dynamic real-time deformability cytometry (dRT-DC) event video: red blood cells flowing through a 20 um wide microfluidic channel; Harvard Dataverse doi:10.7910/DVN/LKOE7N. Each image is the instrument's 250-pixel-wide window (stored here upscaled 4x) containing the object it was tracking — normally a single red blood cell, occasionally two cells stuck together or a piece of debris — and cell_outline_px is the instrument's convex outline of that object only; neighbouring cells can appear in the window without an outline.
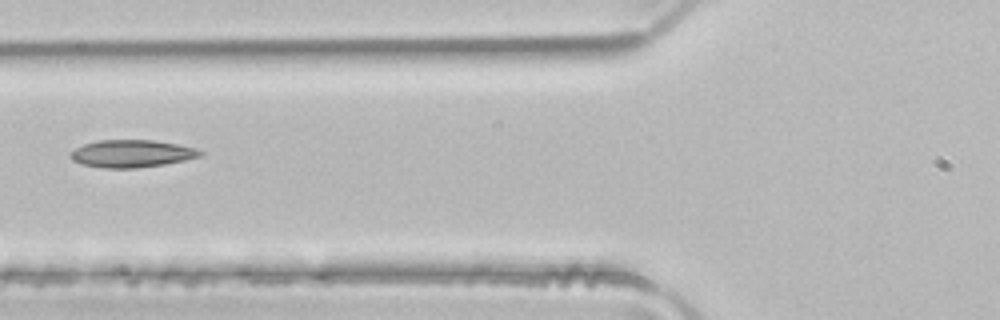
{"species": "common noctule bat (a hibernating species)", "species_latin": "Nyctalus noctula", "temperature_condition": "room temperature", "stored_images_in_passage": 3, "camera_frame_rate_fps": 3000, "um_per_image_px": 0.085, "animal": {"sex": "male", "body_mass_g": 21.5, "forearm_length_mm": 52.0}, "frame": {"image": 1, "passage_image": 3, "time_ms": 0.667, "image_size_px": [1000, 320], "cell_outline_px": [[204, 152], [200, 156], [184, 160], [164, 164], [136, 168], [104, 168], [84, 164], [72, 160], [72, 152], [76, 148], [84, 144], [96, 140], [152, 140], [176, 144], [196, 148]], "centroid_in_image_um": [11.21, 13.05], "position_along_channel_um": 114.6, "area_um2": 20.46}}